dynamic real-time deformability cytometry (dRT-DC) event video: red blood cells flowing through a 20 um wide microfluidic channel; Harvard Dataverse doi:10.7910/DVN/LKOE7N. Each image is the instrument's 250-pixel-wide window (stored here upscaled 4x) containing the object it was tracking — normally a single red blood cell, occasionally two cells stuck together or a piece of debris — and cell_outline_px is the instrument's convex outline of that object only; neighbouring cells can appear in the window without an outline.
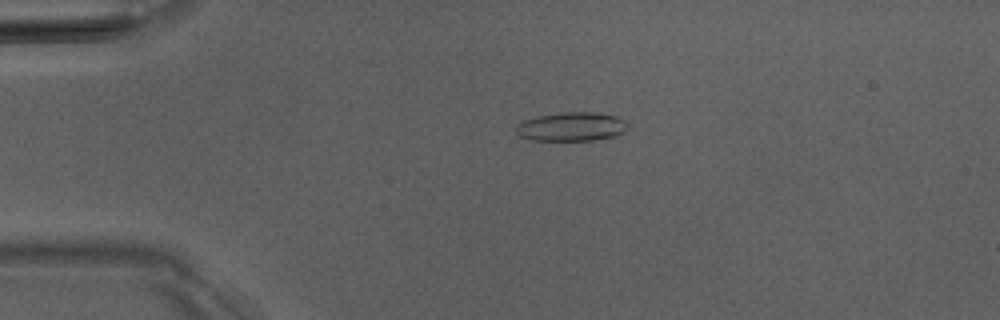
{"species": "Egyptian fruit bat (a non-hibernating species)", "species_latin": "Rousettus aegyptiacus", "temperature_condition": "room temperature", "stored_images_in_passage": 3, "camera_frame_rate_fps": 3000, "um_per_image_px": 0.085, "animal": {"sex": "male"}, "frame": {"image": 1, "passage_image": 2, "time_ms": 1.0, "image_size_px": [1000, 320], "cell_outline_px": [[628, 128], [624, 132], [616, 136], [592, 140], [532, 140], [520, 136], [516, 132], [516, 124], [524, 120], [536, 116], [564, 112], [596, 112], [616, 116], [624, 120], [628, 124]], "centroid_in_image_um": [48.59, 10.76], "position_along_channel_um": 36.4, "area_um2": 18.9}}